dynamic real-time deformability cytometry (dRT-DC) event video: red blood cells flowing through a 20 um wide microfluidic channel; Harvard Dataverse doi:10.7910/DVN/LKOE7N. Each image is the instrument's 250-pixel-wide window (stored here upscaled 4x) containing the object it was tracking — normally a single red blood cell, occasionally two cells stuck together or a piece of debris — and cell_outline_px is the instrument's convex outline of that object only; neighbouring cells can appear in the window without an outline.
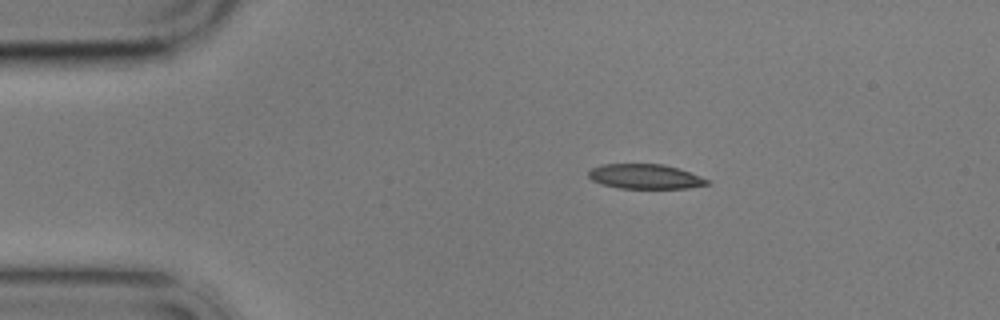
{"species": "common noctule bat (a hibernating species)", "species_latin": "Nyctalus noctula", "temperature_condition": "cold", "stored_images_in_passage": 6, "camera_frame_rate_fps": 3000, "um_per_image_px": 0.085, "animal": {"sex": "male", "body_mass_g": 17.9}, "frame": {"image": 1, "passage_image": 1, "time_ms": 0.0, "image_size_px": [1000, 320], "cell_outline_px": [[712, 184], [688, 188], [620, 188], [604, 184], [592, 180], [588, 176], [588, 172], [592, 168], [604, 164], [664, 164], [700, 176], [708, 180]], "centroid_in_image_um": [54.85, 15.0], "position_along_channel_um": 30.1, "area_um2": 16.88}}
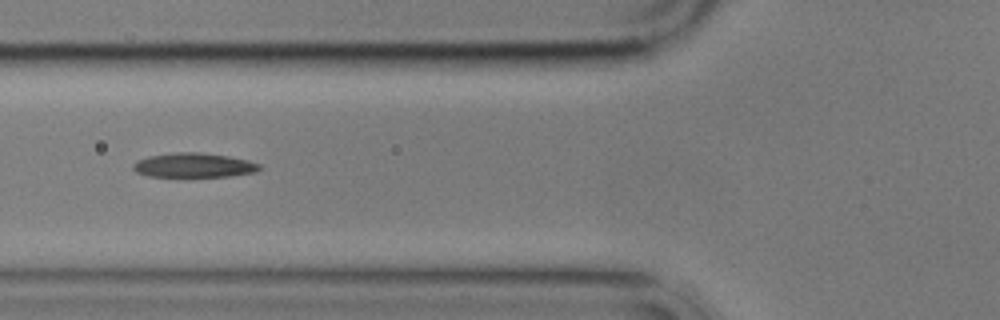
{"frame": {"image": 2, "passage_image": 4, "time_ms": 3.667, "image_size_px": [1000, 320], "cell_outline_px": [[260, 168], [256, 172], [232, 176], [148, 176], [136, 172], [132, 168], [132, 164], [136, 160], [148, 156], [176, 152], [200, 152], [228, 156], [248, 160], [260, 164]], "centroid_in_image_um": [16.45, 14.04], "position_along_channel_um": 109.3, "area_um2": 17.98}}
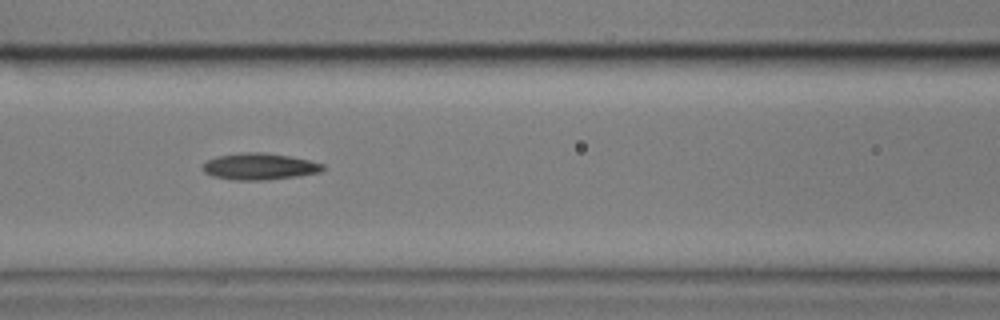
{"frame": {"image": 3, "passage_image": 5, "time_ms": 4.667, "image_size_px": [1000, 320], "cell_outline_px": [[324, 168], [320, 172], [296, 176], [268, 180], [232, 180], [212, 176], [204, 172], [204, 164], [208, 160], [216, 156], [244, 152], [264, 152], [288, 156], [308, 160], [324, 164]], "centroid_in_image_um": [22.04, 14.15], "position_along_channel_um": 144.6, "area_um2": 18.5}}